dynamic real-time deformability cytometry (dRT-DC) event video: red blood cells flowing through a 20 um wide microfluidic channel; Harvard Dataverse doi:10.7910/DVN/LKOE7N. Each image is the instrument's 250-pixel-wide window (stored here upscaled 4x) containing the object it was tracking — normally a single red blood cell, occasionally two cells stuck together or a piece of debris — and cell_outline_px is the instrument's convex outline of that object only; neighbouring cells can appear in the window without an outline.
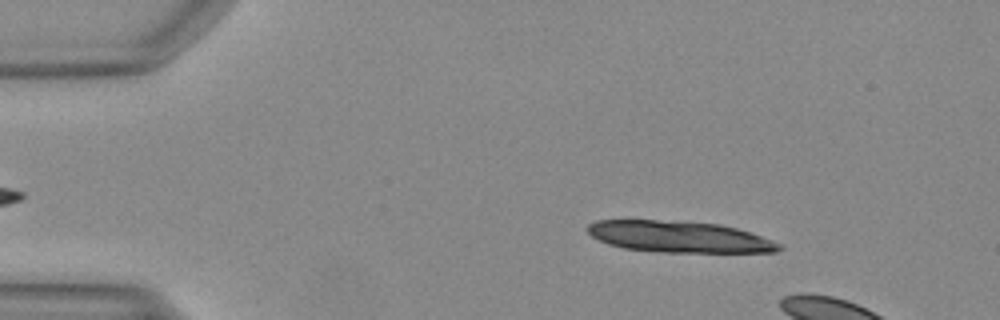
{"species": "Egyptian fruit bat (a non-hibernating species)", "species_latin": "Rousettus aegyptiacus", "temperature_condition": "warm", "stored_images_in_passage": 12, "camera_frame_rate_fps": 3000, "um_per_image_px": 0.085, "animal": {"sex": "female"}, "frame": {"image": 1, "passage_image": 7, "time_ms": 2.0, "image_size_px": [1000, 320], "cell_outline_px": [[784, 248], [776, 252], [656, 252], [624, 248], [608, 244], [592, 236], [588, 232], [588, 224], [596, 220], [656, 220], [720, 224], [736, 228], [772, 240], [780, 244]], "centroid_in_image_um": [57.72, 20.13], "position_along_channel_um": 27.3, "area_um2": 34.74}}